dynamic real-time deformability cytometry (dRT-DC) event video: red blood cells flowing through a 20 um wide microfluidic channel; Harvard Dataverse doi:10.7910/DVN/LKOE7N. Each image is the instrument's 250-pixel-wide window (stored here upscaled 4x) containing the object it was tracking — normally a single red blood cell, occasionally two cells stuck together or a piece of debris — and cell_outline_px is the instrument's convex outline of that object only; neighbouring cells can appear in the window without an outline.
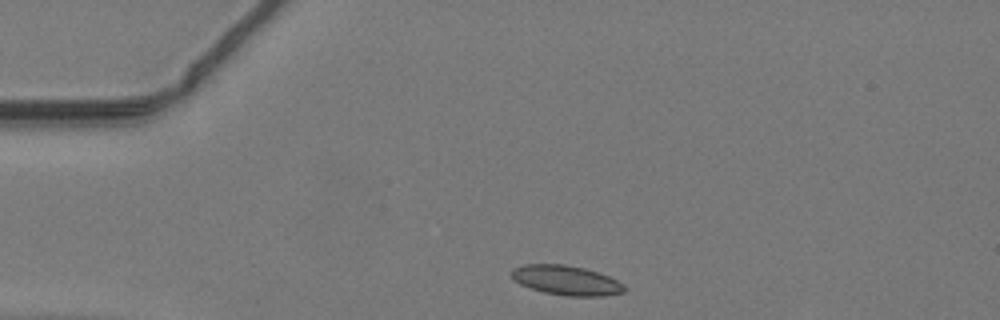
{"species": "common noctule bat (a hibernating species)", "species_latin": "Nyctalus noctula", "temperature_condition": "warm", "stored_images_in_passage": 37, "camera_frame_rate_fps": 3000, "um_per_image_px": 0.085, "animal": {"sex": "male", "body_mass_g": 19.2, "forearm_length_mm": 51.8}, "frame": {"image": 1, "passage_image": 1, "time_ms": 0.0, "image_size_px": [1000, 320], "cell_outline_px": [[624, 292], [604, 296], [568, 296], [544, 292], [520, 284], [512, 280], [508, 272], [512, 268], [524, 264], [564, 264], [584, 268], [608, 276], [624, 284]], "centroid_in_image_um": [48.07, 23.82], "position_along_channel_um": 36.9, "area_um2": 19.54}}
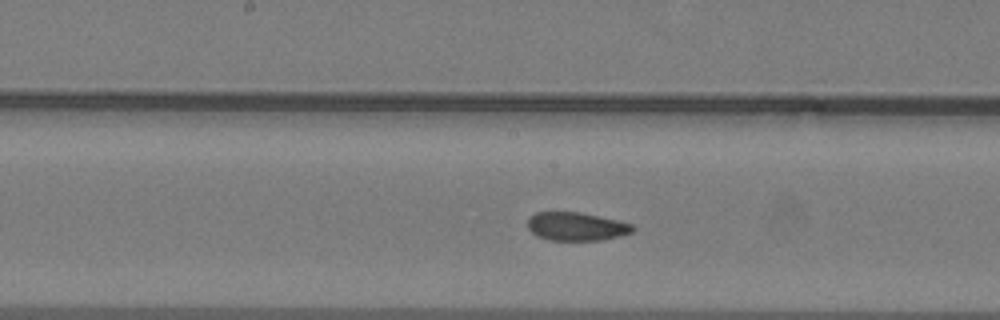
{"frame": {"image": 2, "passage_image": 15, "time_ms": 4.667, "image_size_px": [1000, 320], "cell_outline_px": [[636, 228], [632, 232], [620, 236], [604, 240], [548, 240], [536, 236], [528, 228], [528, 216], [536, 212], [580, 212], [600, 216], [632, 224]], "centroid_in_image_um": [48.98, 19.25], "position_along_channel_um": 199.2, "area_um2": 17.51}}
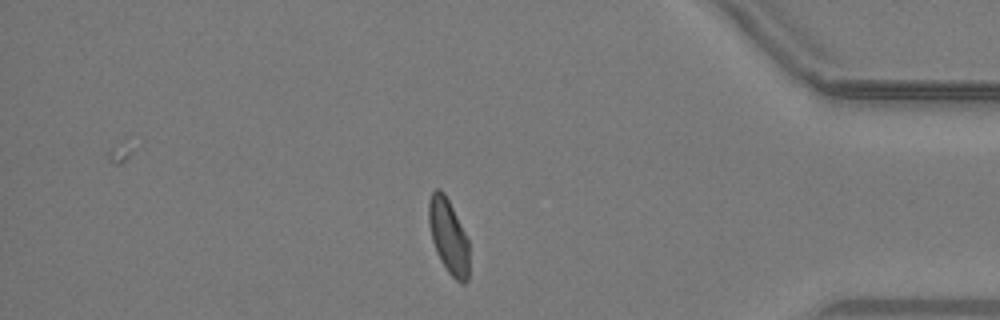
{"frame": {"image": 3, "passage_image": 31, "time_ms": 10.0, "image_size_px": [1000, 320], "cell_outline_px": [[468, 280], [464, 284], [460, 284], [448, 272], [440, 260], [436, 252], [432, 240], [428, 224], [428, 200], [432, 192], [436, 188], [440, 188], [444, 192], [468, 240]], "centroid_in_image_um": [38.09, 20.09], "position_along_channel_um": 397.1, "area_um2": 17.51}}